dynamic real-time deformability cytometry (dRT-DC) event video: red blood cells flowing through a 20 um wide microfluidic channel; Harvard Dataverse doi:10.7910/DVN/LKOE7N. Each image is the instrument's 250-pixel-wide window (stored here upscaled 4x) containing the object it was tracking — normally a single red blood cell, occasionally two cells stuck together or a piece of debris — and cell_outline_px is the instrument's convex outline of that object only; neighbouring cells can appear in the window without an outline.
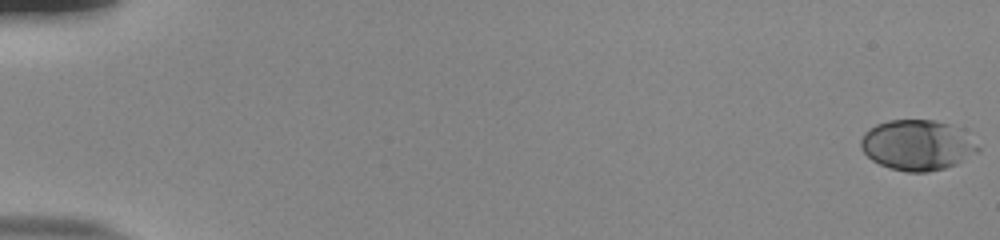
{"species": "human", "species_latin": "Homo sapiens", "temperature_condition": "room temperature", "stored_images_in_passage": 55, "camera_frame_rate_fps": 3000, "um_per_image_px": 0.085, "donor": {"sex": "male"}, "frame": {"image": 1, "passage_image": 1, "time_ms": 0.0, "image_size_px": [1000, 240], "cell_outline_px": [[980, 152], [956, 164], [944, 168], [928, 172], [908, 172], [892, 168], [880, 164], [872, 160], [860, 148], [860, 140], [864, 132], [876, 124], [888, 120], [936, 120], [948, 124], [980, 148]], "centroid_in_image_um": [77.9, 12.35], "position_along_channel_um": 7.1, "area_um2": 33.81}}
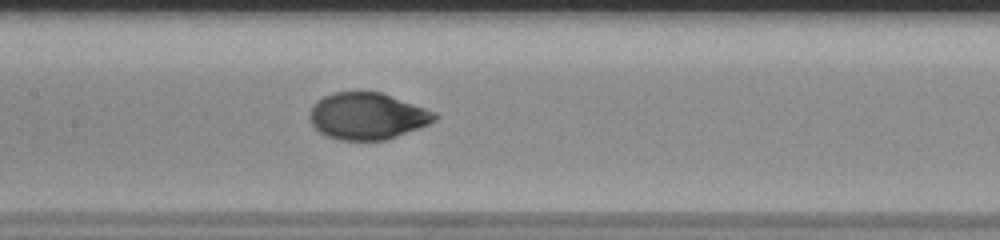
{"frame": {"image": 2, "passage_image": 29, "time_ms": 9.333, "image_size_px": [1000, 240], "cell_outline_px": [[440, 116], [436, 120], [420, 128], [384, 140], [340, 140], [328, 136], [320, 132], [312, 124], [308, 116], [308, 112], [312, 104], [316, 100], [332, 92], [380, 92], [436, 112]], "centroid_in_image_um": [31.2, 9.86], "position_along_channel_um": 176.2, "area_um2": 34.04}}
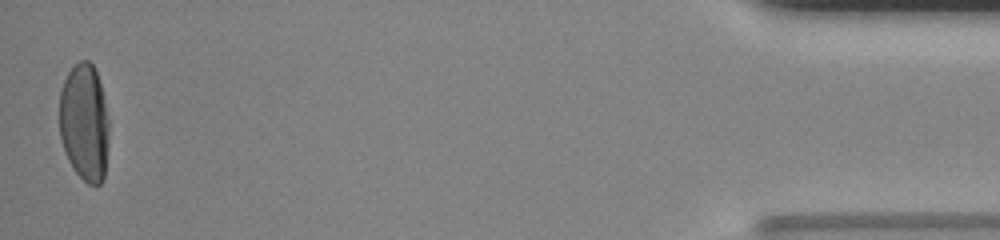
{"frame": {"image": 3, "passage_image": 55, "time_ms": 18.0, "image_size_px": [1000, 240], "cell_outline_px": [[108, 144], [104, 180], [100, 184], [88, 184], [76, 172], [68, 160], [60, 136], [60, 92], [64, 80], [68, 72], [80, 60], [88, 60], [92, 64], [96, 72], [104, 96], [108, 120]], "centroid_in_image_um": [7.18, 10.42], "position_along_channel_um": 428.0, "area_um2": 33.87}, "authors_computed_cell_mechanics": {"area_um2": 34.2754, "velocity_mm_per_s": 3.831, "shape_relaxation_time_tau1_ms": 4.128, "shape_relaxation_time_tau2_ms": null, "deformation_change_tau1": 0.211, "deformation_change_tau2": null}}